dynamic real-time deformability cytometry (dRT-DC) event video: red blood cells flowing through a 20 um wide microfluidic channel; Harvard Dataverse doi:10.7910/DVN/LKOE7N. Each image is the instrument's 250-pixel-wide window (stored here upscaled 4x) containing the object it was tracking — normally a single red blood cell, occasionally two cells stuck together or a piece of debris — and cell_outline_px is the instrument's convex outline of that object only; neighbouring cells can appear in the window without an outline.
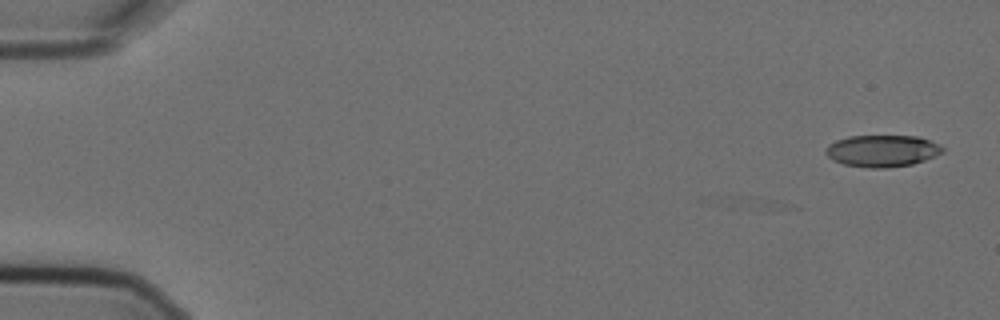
{"species": "Egyptian fruit bat (a non-hibernating species)", "species_latin": "Rousettus aegyptiacus", "temperature_condition": "cold", "stored_images_in_passage": 4, "camera_frame_rate_fps": 3000, "um_per_image_px": 0.085, "animal": {"sex": "female"}, "frame": {"image": 1, "passage_image": 1, "time_ms": 0.0, "image_size_px": [1000, 320], "cell_outline_px": [[944, 152], [936, 156], [912, 164], [884, 168], [872, 168], [844, 164], [832, 160], [824, 152], [824, 148], [828, 144], [836, 140], [848, 136], [920, 136], [940, 144], [944, 148]], "centroid_in_image_um": [74.99, 12.81], "position_along_channel_um": 10.0, "area_um2": 21.85}}